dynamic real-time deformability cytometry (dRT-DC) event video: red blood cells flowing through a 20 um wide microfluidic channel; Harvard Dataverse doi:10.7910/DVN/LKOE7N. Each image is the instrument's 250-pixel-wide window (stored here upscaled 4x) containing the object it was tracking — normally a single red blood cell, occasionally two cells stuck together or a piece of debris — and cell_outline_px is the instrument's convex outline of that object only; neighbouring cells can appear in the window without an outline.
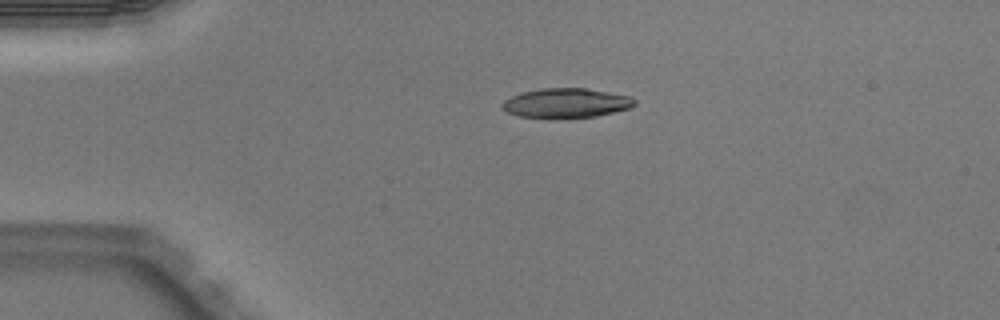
{"species": "Egyptian fruit bat (a non-hibernating species)", "species_latin": "Rousettus aegyptiacus", "temperature_condition": "warm", "stored_images_in_passage": 2, "camera_frame_rate_fps": 3000, "um_per_image_px": 0.085, "animal": {"sex": "male"}, "frame": {"image": 1, "passage_image": 1, "time_ms": 0.0, "image_size_px": [1000, 320], "cell_outline_px": [[636, 104], [632, 108], [596, 116], [568, 120], [520, 116], [508, 112], [500, 104], [504, 100], [520, 92], [540, 88], [588, 88], [632, 96], [636, 100]], "centroid_in_image_um": [48.17, 8.77], "position_along_channel_um": 36.8, "area_um2": 23.47}}